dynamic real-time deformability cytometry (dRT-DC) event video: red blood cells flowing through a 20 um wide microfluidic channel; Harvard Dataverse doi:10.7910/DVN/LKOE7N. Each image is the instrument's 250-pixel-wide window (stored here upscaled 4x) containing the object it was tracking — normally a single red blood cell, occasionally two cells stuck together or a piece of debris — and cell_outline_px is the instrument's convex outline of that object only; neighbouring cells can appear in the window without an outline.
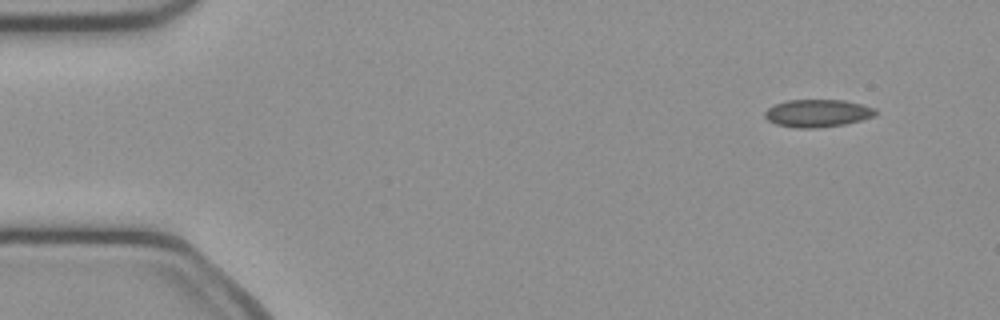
{"species": "common noctule bat (a hibernating species)", "species_latin": "Nyctalus noctula", "temperature_condition": "cold", "stored_images_in_passage": 45, "camera_frame_rate_fps": 3000, "um_per_image_px": 0.085, "animal": {"sex": "female", "body_mass_g": 21.9}, "frame": {"image": 1, "passage_image": 1, "time_ms": 0.0, "image_size_px": [1000, 320], "cell_outline_px": [[876, 112], [872, 116], [860, 120], [844, 124], [816, 128], [796, 128], [776, 124], [768, 120], [764, 116], [764, 112], [768, 108], [776, 104], [788, 100], [844, 100], [876, 108]], "centroid_in_image_um": [69.46, 9.62], "position_along_channel_um": 15.5, "area_um2": 17.63}}
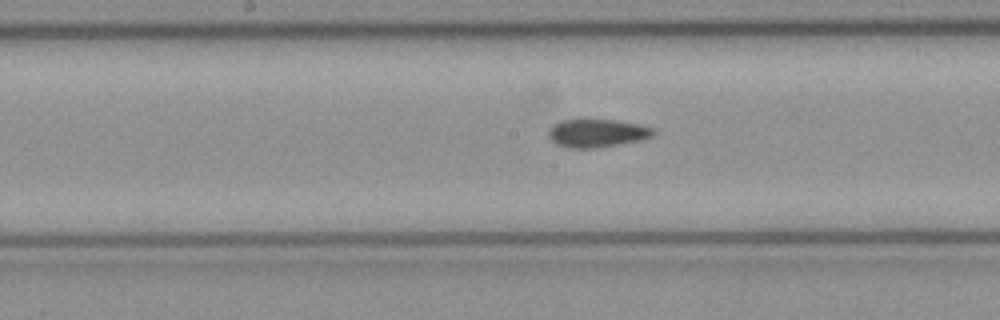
{"frame": {"image": 2, "passage_image": 22, "time_ms": 7.0, "image_size_px": [1000, 320], "cell_outline_px": [[656, 132], [652, 136], [644, 140], [596, 148], [568, 148], [556, 144], [548, 136], [548, 128], [560, 120], [616, 120], [640, 124], [656, 128]], "centroid_in_image_um": [50.79, 11.32], "position_along_channel_um": 197.4, "area_um2": 17.46}}
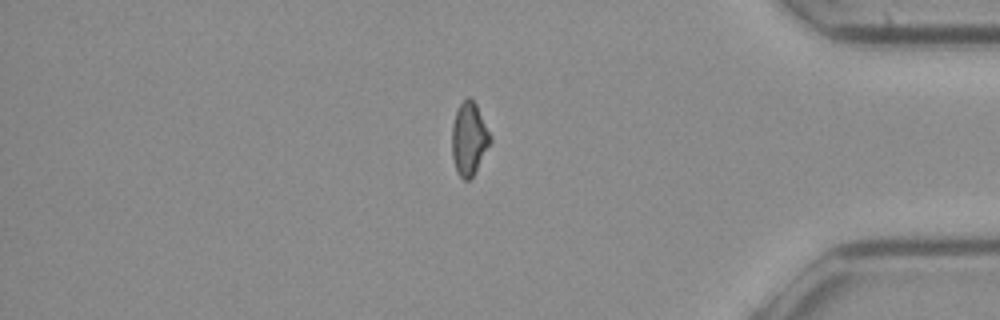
{"frame": {"image": 3, "passage_image": 39, "time_ms": 12.667, "image_size_px": [1000, 320], "cell_outline_px": [[492, 144], [472, 176], [468, 180], [464, 180], [456, 172], [452, 156], [452, 124], [456, 112], [460, 104], [468, 96], [476, 104], [492, 136]], "centroid_in_image_um": [39.89, 11.81], "position_along_channel_um": 395.3, "area_um2": 16.42}}